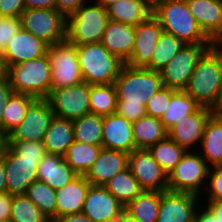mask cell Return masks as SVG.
Returning <instances> with one entry per match:
<instances>
[{"instance_id":"obj_1","label":"cell","mask_w":222,"mask_h":222,"mask_svg":"<svg viewBox=\"0 0 222 222\" xmlns=\"http://www.w3.org/2000/svg\"><path fill=\"white\" fill-rule=\"evenodd\" d=\"M114 86L117 93L116 112L134 122L146 115L145 105L163 87V83L159 71L125 64Z\"/></svg>"},{"instance_id":"obj_2","label":"cell","mask_w":222,"mask_h":222,"mask_svg":"<svg viewBox=\"0 0 222 222\" xmlns=\"http://www.w3.org/2000/svg\"><path fill=\"white\" fill-rule=\"evenodd\" d=\"M222 50L214 44L200 58L184 90L200 106L220 112Z\"/></svg>"},{"instance_id":"obj_3","label":"cell","mask_w":222,"mask_h":222,"mask_svg":"<svg viewBox=\"0 0 222 222\" xmlns=\"http://www.w3.org/2000/svg\"><path fill=\"white\" fill-rule=\"evenodd\" d=\"M163 31L173 34L185 44H214L201 30L186 0H168L153 8Z\"/></svg>"},{"instance_id":"obj_4","label":"cell","mask_w":222,"mask_h":222,"mask_svg":"<svg viewBox=\"0 0 222 222\" xmlns=\"http://www.w3.org/2000/svg\"><path fill=\"white\" fill-rule=\"evenodd\" d=\"M76 48L83 80L89 85L114 84L126 64L101 42Z\"/></svg>"},{"instance_id":"obj_5","label":"cell","mask_w":222,"mask_h":222,"mask_svg":"<svg viewBox=\"0 0 222 222\" xmlns=\"http://www.w3.org/2000/svg\"><path fill=\"white\" fill-rule=\"evenodd\" d=\"M6 76L15 93L46 99L51 91L52 70L48 53L7 68Z\"/></svg>"},{"instance_id":"obj_6","label":"cell","mask_w":222,"mask_h":222,"mask_svg":"<svg viewBox=\"0 0 222 222\" xmlns=\"http://www.w3.org/2000/svg\"><path fill=\"white\" fill-rule=\"evenodd\" d=\"M109 20L106 8L90 0L67 17L66 40L76 46L101 42Z\"/></svg>"},{"instance_id":"obj_7","label":"cell","mask_w":222,"mask_h":222,"mask_svg":"<svg viewBox=\"0 0 222 222\" xmlns=\"http://www.w3.org/2000/svg\"><path fill=\"white\" fill-rule=\"evenodd\" d=\"M208 170L209 166L198 150H188L168 175V190L190 192L201 197L207 185Z\"/></svg>"},{"instance_id":"obj_8","label":"cell","mask_w":222,"mask_h":222,"mask_svg":"<svg viewBox=\"0 0 222 222\" xmlns=\"http://www.w3.org/2000/svg\"><path fill=\"white\" fill-rule=\"evenodd\" d=\"M21 27L49 46L66 40L67 18L56 9H25Z\"/></svg>"},{"instance_id":"obj_9","label":"cell","mask_w":222,"mask_h":222,"mask_svg":"<svg viewBox=\"0 0 222 222\" xmlns=\"http://www.w3.org/2000/svg\"><path fill=\"white\" fill-rule=\"evenodd\" d=\"M51 63V91L84 82L78 62L76 45L67 40L48 46Z\"/></svg>"},{"instance_id":"obj_10","label":"cell","mask_w":222,"mask_h":222,"mask_svg":"<svg viewBox=\"0 0 222 222\" xmlns=\"http://www.w3.org/2000/svg\"><path fill=\"white\" fill-rule=\"evenodd\" d=\"M214 44H186L160 71L163 86L185 90L203 54Z\"/></svg>"},{"instance_id":"obj_11","label":"cell","mask_w":222,"mask_h":222,"mask_svg":"<svg viewBox=\"0 0 222 222\" xmlns=\"http://www.w3.org/2000/svg\"><path fill=\"white\" fill-rule=\"evenodd\" d=\"M89 95L90 85L83 82L75 86L54 89L46 99L55 116L74 120L91 113Z\"/></svg>"},{"instance_id":"obj_12","label":"cell","mask_w":222,"mask_h":222,"mask_svg":"<svg viewBox=\"0 0 222 222\" xmlns=\"http://www.w3.org/2000/svg\"><path fill=\"white\" fill-rule=\"evenodd\" d=\"M55 114L47 99H35L28 107L23 121L9 135V141L43 142Z\"/></svg>"},{"instance_id":"obj_13","label":"cell","mask_w":222,"mask_h":222,"mask_svg":"<svg viewBox=\"0 0 222 222\" xmlns=\"http://www.w3.org/2000/svg\"><path fill=\"white\" fill-rule=\"evenodd\" d=\"M128 168L143 191H167L168 175L147 149L129 153Z\"/></svg>"},{"instance_id":"obj_14","label":"cell","mask_w":222,"mask_h":222,"mask_svg":"<svg viewBox=\"0 0 222 222\" xmlns=\"http://www.w3.org/2000/svg\"><path fill=\"white\" fill-rule=\"evenodd\" d=\"M41 160L21 157L9 146L4 158L7 193L25 194L28 186L37 180V168Z\"/></svg>"},{"instance_id":"obj_15","label":"cell","mask_w":222,"mask_h":222,"mask_svg":"<svg viewBox=\"0 0 222 222\" xmlns=\"http://www.w3.org/2000/svg\"><path fill=\"white\" fill-rule=\"evenodd\" d=\"M201 197L190 192L162 191L156 222H194Z\"/></svg>"},{"instance_id":"obj_16","label":"cell","mask_w":222,"mask_h":222,"mask_svg":"<svg viewBox=\"0 0 222 222\" xmlns=\"http://www.w3.org/2000/svg\"><path fill=\"white\" fill-rule=\"evenodd\" d=\"M162 32L160 22L153 14L137 25L133 53L126 64L134 68H147L152 61L157 41Z\"/></svg>"},{"instance_id":"obj_17","label":"cell","mask_w":222,"mask_h":222,"mask_svg":"<svg viewBox=\"0 0 222 222\" xmlns=\"http://www.w3.org/2000/svg\"><path fill=\"white\" fill-rule=\"evenodd\" d=\"M214 112L209 107L201 106L171 127L168 130V137L187 151L195 149L196 146L199 148L206 122Z\"/></svg>"},{"instance_id":"obj_18","label":"cell","mask_w":222,"mask_h":222,"mask_svg":"<svg viewBox=\"0 0 222 222\" xmlns=\"http://www.w3.org/2000/svg\"><path fill=\"white\" fill-rule=\"evenodd\" d=\"M48 44L35 37L22 27L9 41L4 53L1 55L6 69L27 60L37 59L48 53Z\"/></svg>"},{"instance_id":"obj_19","label":"cell","mask_w":222,"mask_h":222,"mask_svg":"<svg viewBox=\"0 0 222 222\" xmlns=\"http://www.w3.org/2000/svg\"><path fill=\"white\" fill-rule=\"evenodd\" d=\"M124 208L104 186L91 185L82 212L93 222H115Z\"/></svg>"},{"instance_id":"obj_20","label":"cell","mask_w":222,"mask_h":222,"mask_svg":"<svg viewBox=\"0 0 222 222\" xmlns=\"http://www.w3.org/2000/svg\"><path fill=\"white\" fill-rule=\"evenodd\" d=\"M102 148L127 154L137 150L133 138V122L114 112L103 116Z\"/></svg>"},{"instance_id":"obj_21","label":"cell","mask_w":222,"mask_h":222,"mask_svg":"<svg viewBox=\"0 0 222 222\" xmlns=\"http://www.w3.org/2000/svg\"><path fill=\"white\" fill-rule=\"evenodd\" d=\"M204 34L216 44L222 38V0H186Z\"/></svg>"},{"instance_id":"obj_22","label":"cell","mask_w":222,"mask_h":222,"mask_svg":"<svg viewBox=\"0 0 222 222\" xmlns=\"http://www.w3.org/2000/svg\"><path fill=\"white\" fill-rule=\"evenodd\" d=\"M129 154L102 148L94 164L85 174L91 185L104 186L117 173L128 167Z\"/></svg>"},{"instance_id":"obj_23","label":"cell","mask_w":222,"mask_h":222,"mask_svg":"<svg viewBox=\"0 0 222 222\" xmlns=\"http://www.w3.org/2000/svg\"><path fill=\"white\" fill-rule=\"evenodd\" d=\"M135 26L109 20L101 43L110 53L127 63L135 45Z\"/></svg>"},{"instance_id":"obj_24","label":"cell","mask_w":222,"mask_h":222,"mask_svg":"<svg viewBox=\"0 0 222 222\" xmlns=\"http://www.w3.org/2000/svg\"><path fill=\"white\" fill-rule=\"evenodd\" d=\"M77 176L78 174L60 155L47 153L38 164L37 180L47 183L55 190L62 189Z\"/></svg>"},{"instance_id":"obj_25","label":"cell","mask_w":222,"mask_h":222,"mask_svg":"<svg viewBox=\"0 0 222 222\" xmlns=\"http://www.w3.org/2000/svg\"><path fill=\"white\" fill-rule=\"evenodd\" d=\"M91 184L84 175L56 190V217L82 212L84 201Z\"/></svg>"},{"instance_id":"obj_26","label":"cell","mask_w":222,"mask_h":222,"mask_svg":"<svg viewBox=\"0 0 222 222\" xmlns=\"http://www.w3.org/2000/svg\"><path fill=\"white\" fill-rule=\"evenodd\" d=\"M198 152L209 167L222 165V112L207 120Z\"/></svg>"},{"instance_id":"obj_27","label":"cell","mask_w":222,"mask_h":222,"mask_svg":"<svg viewBox=\"0 0 222 222\" xmlns=\"http://www.w3.org/2000/svg\"><path fill=\"white\" fill-rule=\"evenodd\" d=\"M110 20L137 26L153 14L147 0H119L106 7Z\"/></svg>"},{"instance_id":"obj_28","label":"cell","mask_w":222,"mask_h":222,"mask_svg":"<svg viewBox=\"0 0 222 222\" xmlns=\"http://www.w3.org/2000/svg\"><path fill=\"white\" fill-rule=\"evenodd\" d=\"M74 141L73 121L54 116L43 140L47 153L64 157Z\"/></svg>"},{"instance_id":"obj_29","label":"cell","mask_w":222,"mask_h":222,"mask_svg":"<svg viewBox=\"0 0 222 222\" xmlns=\"http://www.w3.org/2000/svg\"><path fill=\"white\" fill-rule=\"evenodd\" d=\"M167 136L168 131L160 118L145 115L133 122V138L137 149H148Z\"/></svg>"},{"instance_id":"obj_30","label":"cell","mask_w":222,"mask_h":222,"mask_svg":"<svg viewBox=\"0 0 222 222\" xmlns=\"http://www.w3.org/2000/svg\"><path fill=\"white\" fill-rule=\"evenodd\" d=\"M160 200L161 192L142 191L124 210L140 222H156Z\"/></svg>"},{"instance_id":"obj_31","label":"cell","mask_w":222,"mask_h":222,"mask_svg":"<svg viewBox=\"0 0 222 222\" xmlns=\"http://www.w3.org/2000/svg\"><path fill=\"white\" fill-rule=\"evenodd\" d=\"M104 187L124 206L143 191L128 167L112 177Z\"/></svg>"},{"instance_id":"obj_32","label":"cell","mask_w":222,"mask_h":222,"mask_svg":"<svg viewBox=\"0 0 222 222\" xmlns=\"http://www.w3.org/2000/svg\"><path fill=\"white\" fill-rule=\"evenodd\" d=\"M201 106L192 99L184 90L172 94L167 111L161 116L160 121L168 131L181 119L197 111Z\"/></svg>"},{"instance_id":"obj_33","label":"cell","mask_w":222,"mask_h":222,"mask_svg":"<svg viewBox=\"0 0 222 222\" xmlns=\"http://www.w3.org/2000/svg\"><path fill=\"white\" fill-rule=\"evenodd\" d=\"M101 149L102 146L74 141L68 148L64 159L78 175L85 176L97 159Z\"/></svg>"},{"instance_id":"obj_34","label":"cell","mask_w":222,"mask_h":222,"mask_svg":"<svg viewBox=\"0 0 222 222\" xmlns=\"http://www.w3.org/2000/svg\"><path fill=\"white\" fill-rule=\"evenodd\" d=\"M72 121L75 141L101 146L103 116L89 113Z\"/></svg>"},{"instance_id":"obj_35","label":"cell","mask_w":222,"mask_h":222,"mask_svg":"<svg viewBox=\"0 0 222 222\" xmlns=\"http://www.w3.org/2000/svg\"><path fill=\"white\" fill-rule=\"evenodd\" d=\"M36 98L22 93H13L4 108L2 132L9 134L23 121L29 105Z\"/></svg>"},{"instance_id":"obj_36","label":"cell","mask_w":222,"mask_h":222,"mask_svg":"<svg viewBox=\"0 0 222 222\" xmlns=\"http://www.w3.org/2000/svg\"><path fill=\"white\" fill-rule=\"evenodd\" d=\"M163 170L169 175L187 150L168 136L147 149Z\"/></svg>"},{"instance_id":"obj_37","label":"cell","mask_w":222,"mask_h":222,"mask_svg":"<svg viewBox=\"0 0 222 222\" xmlns=\"http://www.w3.org/2000/svg\"><path fill=\"white\" fill-rule=\"evenodd\" d=\"M90 111L105 116L116 112L117 93L114 84L90 85Z\"/></svg>"},{"instance_id":"obj_38","label":"cell","mask_w":222,"mask_h":222,"mask_svg":"<svg viewBox=\"0 0 222 222\" xmlns=\"http://www.w3.org/2000/svg\"><path fill=\"white\" fill-rule=\"evenodd\" d=\"M186 44L173 34L162 32L147 69L161 71Z\"/></svg>"},{"instance_id":"obj_39","label":"cell","mask_w":222,"mask_h":222,"mask_svg":"<svg viewBox=\"0 0 222 222\" xmlns=\"http://www.w3.org/2000/svg\"><path fill=\"white\" fill-rule=\"evenodd\" d=\"M26 196L41 209L52 222L56 218V190L47 183L36 180L30 184Z\"/></svg>"},{"instance_id":"obj_40","label":"cell","mask_w":222,"mask_h":222,"mask_svg":"<svg viewBox=\"0 0 222 222\" xmlns=\"http://www.w3.org/2000/svg\"><path fill=\"white\" fill-rule=\"evenodd\" d=\"M10 222H51L26 194H14Z\"/></svg>"},{"instance_id":"obj_41","label":"cell","mask_w":222,"mask_h":222,"mask_svg":"<svg viewBox=\"0 0 222 222\" xmlns=\"http://www.w3.org/2000/svg\"><path fill=\"white\" fill-rule=\"evenodd\" d=\"M176 90L163 86L145 105L146 115L161 118L170 105L172 94Z\"/></svg>"},{"instance_id":"obj_42","label":"cell","mask_w":222,"mask_h":222,"mask_svg":"<svg viewBox=\"0 0 222 222\" xmlns=\"http://www.w3.org/2000/svg\"><path fill=\"white\" fill-rule=\"evenodd\" d=\"M207 180L206 191L201 199H205L204 196L208 194L207 201L222 200V165L209 167Z\"/></svg>"},{"instance_id":"obj_43","label":"cell","mask_w":222,"mask_h":222,"mask_svg":"<svg viewBox=\"0 0 222 222\" xmlns=\"http://www.w3.org/2000/svg\"><path fill=\"white\" fill-rule=\"evenodd\" d=\"M9 145L21 157L43 158L47 154L44 142L9 141Z\"/></svg>"},{"instance_id":"obj_44","label":"cell","mask_w":222,"mask_h":222,"mask_svg":"<svg viewBox=\"0 0 222 222\" xmlns=\"http://www.w3.org/2000/svg\"><path fill=\"white\" fill-rule=\"evenodd\" d=\"M21 27L19 17L0 16V55H2L13 36Z\"/></svg>"},{"instance_id":"obj_45","label":"cell","mask_w":222,"mask_h":222,"mask_svg":"<svg viewBox=\"0 0 222 222\" xmlns=\"http://www.w3.org/2000/svg\"><path fill=\"white\" fill-rule=\"evenodd\" d=\"M24 10V0H0V16L20 18Z\"/></svg>"},{"instance_id":"obj_46","label":"cell","mask_w":222,"mask_h":222,"mask_svg":"<svg viewBox=\"0 0 222 222\" xmlns=\"http://www.w3.org/2000/svg\"><path fill=\"white\" fill-rule=\"evenodd\" d=\"M13 93L14 90L8 77L6 76L2 80H0V131H2V117L4 114V108Z\"/></svg>"},{"instance_id":"obj_47","label":"cell","mask_w":222,"mask_h":222,"mask_svg":"<svg viewBox=\"0 0 222 222\" xmlns=\"http://www.w3.org/2000/svg\"><path fill=\"white\" fill-rule=\"evenodd\" d=\"M90 0H55L56 10L66 18Z\"/></svg>"},{"instance_id":"obj_48","label":"cell","mask_w":222,"mask_h":222,"mask_svg":"<svg viewBox=\"0 0 222 222\" xmlns=\"http://www.w3.org/2000/svg\"><path fill=\"white\" fill-rule=\"evenodd\" d=\"M13 194H0V222H9L12 209Z\"/></svg>"},{"instance_id":"obj_49","label":"cell","mask_w":222,"mask_h":222,"mask_svg":"<svg viewBox=\"0 0 222 222\" xmlns=\"http://www.w3.org/2000/svg\"><path fill=\"white\" fill-rule=\"evenodd\" d=\"M203 206V207H202ZM202 208V209H199ZM194 222H219L218 218L202 203L197 207Z\"/></svg>"},{"instance_id":"obj_50","label":"cell","mask_w":222,"mask_h":222,"mask_svg":"<svg viewBox=\"0 0 222 222\" xmlns=\"http://www.w3.org/2000/svg\"><path fill=\"white\" fill-rule=\"evenodd\" d=\"M25 9H56L55 0H24Z\"/></svg>"},{"instance_id":"obj_51","label":"cell","mask_w":222,"mask_h":222,"mask_svg":"<svg viewBox=\"0 0 222 222\" xmlns=\"http://www.w3.org/2000/svg\"><path fill=\"white\" fill-rule=\"evenodd\" d=\"M52 222H93L83 212L65 215L62 217H56Z\"/></svg>"},{"instance_id":"obj_52","label":"cell","mask_w":222,"mask_h":222,"mask_svg":"<svg viewBox=\"0 0 222 222\" xmlns=\"http://www.w3.org/2000/svg\"><path fill=\"white\" fill-rule=\"evenodd\" d=\"M205 201V206L218 218L219 222H222V200Z\"/></svg>"},{"instance_id":"obj_53","label":"cell","mask_w":222,"mask_h":222,"mask_svg":"<svg viewBox=\"0 0 222 222\" xmlns=\"http://www.w3.org/2000/svg\"><path fill=\"white\" fill-rule=\"evenodd\" d=\"M9 146V135L0 131V161L4 160Z\"/></svg>"},{"instance_id":"obj_54","label":"cell","mask_w":222,"mask_h":222,"mask_svg":"<svg viewBox=\"0 0 222 222\" xmlns=\"http://www.w3.org/2000/svg\"><path fill=\"white\" fill-rule=\"evenodd\" d=\"M5 175V165L4 160H2L0 161V194L7 192Z\"/></svg>"},{"instance_id":"obj_55","label":"cell","mask_w":222,"mask_h":222,"mask_svg":"<svg viewBox=\"0 0 222 222\" xmlns=\"http://www.w3.org/2000/svg\"><path fill=\"white\" fill-rule=\"evenodd\" d=\"M115 222H140V221L132 217L129 213H127L124 210Z\"/></svg>"},{"instance_id":"obj_56","label":"cell","mask_w":222,"mask_h":222,"mask_svg":"<svg viewBox=\"0 0 222 222\" xmlns=\"http://www.w3.org/2000/svg\"><path fill=\"white\" fill-rule=\"evenodd\" d=\"M92 2L101 5L102 7L106 8L109 5L119 1V0H91Z\"/></svg>"},{"instance_id":"obj_57","label":"cell","mask_w":222,"mask_h":222,"mask_svg":"<svg viewBox=\"0 0 222 222\" xmlns=\"http://www.w3.org/2000/svg\"><path fill=\"white\" fill-rule=\"evenodd\" d=\"M7 69L4 65L2 56L0 55V80L6 77Z\"/></svg>"},{"instance_id":"obj_58","label":"cell","mask_w":222,"mask_h":222,"mask_svg":"<svg viewBox=\"0 0 222 222\" xmlns=\"http://www.w3.org/2000/svg\"><path fill=\"white\" fill-rule=\"evenodd\" d=\"M148 3L150 4V6L152 8H154L155 6H157L159 3L164 2V1H168V0H147Z\"/></svg>"},{"instance_id":"obj_59","label":"cell","mask_w":222,"mask_h":222,"mask_svg":"<svg viewBox=\"0 0 222 222\" xmlns=\"http://www.w3.org/2000/svg\"><path fill=\"white\" fill-rule=\"evenodd\" d=\"M220 112H222V87L220 91Z\"/></svg>"},{"instance_id":"obj_60","label":"cell","mask_w":222,"mask_h":222,"mask_svg":"<svg viewBox=\"0 0 222 222\" xmlns=\"http://www.w3.org/2000/svg\"><path fill=\"white\" fill-rule=\"evenodd\" d=\"M216 45L222 50V38L216 43Z\"/></svg>"}]
</instances>
